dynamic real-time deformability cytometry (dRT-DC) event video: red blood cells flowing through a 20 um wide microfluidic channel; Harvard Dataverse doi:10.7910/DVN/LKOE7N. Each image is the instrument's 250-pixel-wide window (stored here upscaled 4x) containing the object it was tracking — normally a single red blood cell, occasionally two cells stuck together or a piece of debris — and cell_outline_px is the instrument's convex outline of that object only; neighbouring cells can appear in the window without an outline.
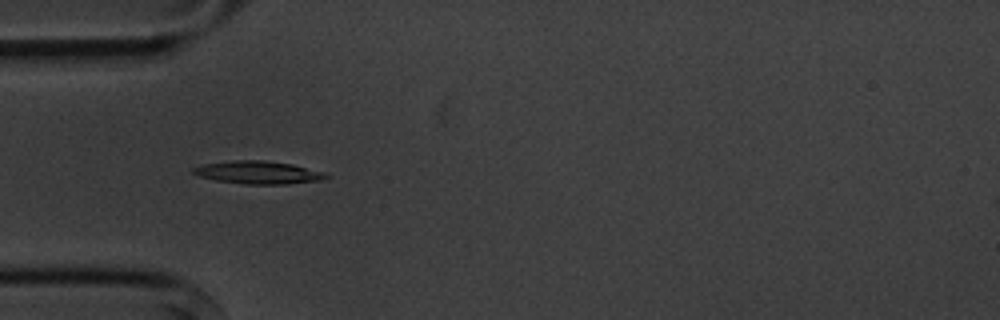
{"species": "common noctule bat (a hibernating species)", "species_latin": "Nyctalus noctula", "temperature_condition": "cold", "stored_images_in_passage": 6, "camera_frame_rate_fps": 3000, "um_per_image_px": 0.085, "animal": {"sex": "male", "body_mass_g": 20.1, "forearm_length_mm": 53.5}, "frame": {"image": 1, "passage_image": 5, "time_ms": 4.667, "image_size_px": [1000, 320], "cell_outline_px": [[328, 176], [320, 180], [288, 184], [244, 184], [216, 180], [200, 176], [192, 172], [192, 168], [204, 164], [236, 160], [264, 160], [292, 164], [324, 172]], "centroid_in_image_um": [21.94, 14.66], "position_along_channel_um": 63.1, "area_um2": 17.46}}
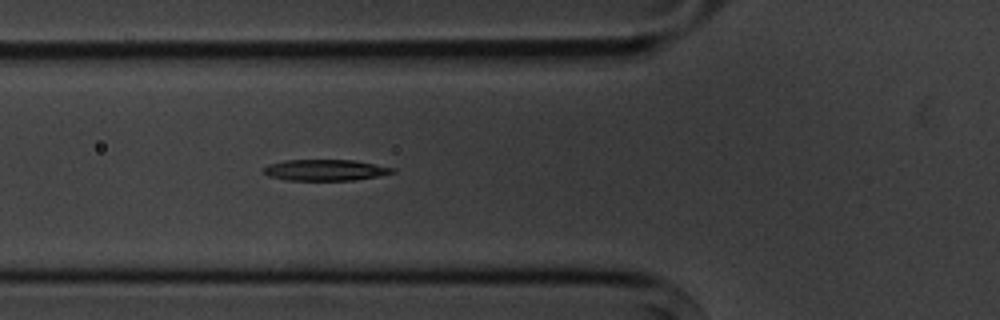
{"frame": {"image": 2, "passage_image": 6, "time_ms": 5.667, "image_size_px": [1000, 320], "cell_outline_px": [[396, 172], [376, 176], [352, 180], [284, 180], [268, 176], [264, 172], [264, 168], [268, 164], [284, 160], [352, 160], [396, 168]], "centroid_in_image_um": [27.62, 14.45], "position_along_channel_um": 98.2, "area_um2": 15.78}}